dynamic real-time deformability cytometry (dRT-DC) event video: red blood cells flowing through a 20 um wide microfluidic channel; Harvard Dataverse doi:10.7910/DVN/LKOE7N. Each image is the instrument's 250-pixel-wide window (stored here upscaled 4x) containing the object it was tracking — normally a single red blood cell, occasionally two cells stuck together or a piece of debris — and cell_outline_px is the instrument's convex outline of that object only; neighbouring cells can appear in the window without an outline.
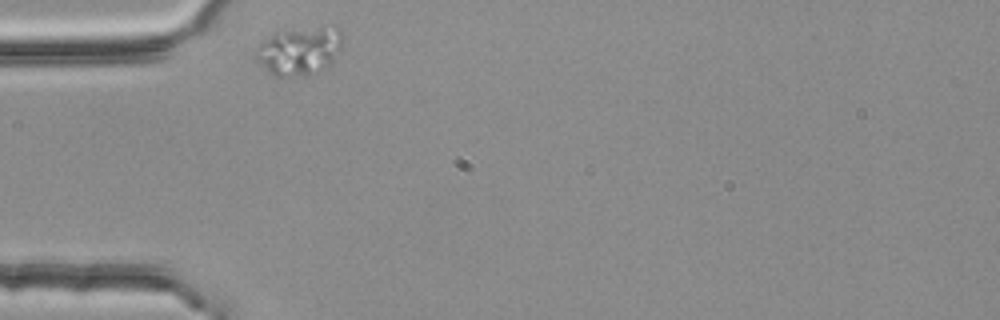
{"species": "common noctule bat (a hibernating species)", "species_latin": "Nyctalus noctula", "temperature_condition": "room temperature", "stored_images_in_passage": 1, "camera_frame_rate_fps": 3000, "um_per_image_px": 0.085, "animal": {"sex": "female", "body_mass_g": 25.1}, "frame": {"image": 1, "passage_image": 1, "time_ms": 0.0, "image_size_px": [1000, 320], "cell_outline_px": [[344, 40], [332, 64], [328, 68], [308, 72], [284, 76], [272, 76], [256, 60], [256, 56], [260, 44], [264, 40], [276, 32], [336, 24], [340, 28], [344, 36]], "centroid_in_image_um": [25.53, 4.27], "position_along_channel_um": 59.5, "area_um2": 24.22}}